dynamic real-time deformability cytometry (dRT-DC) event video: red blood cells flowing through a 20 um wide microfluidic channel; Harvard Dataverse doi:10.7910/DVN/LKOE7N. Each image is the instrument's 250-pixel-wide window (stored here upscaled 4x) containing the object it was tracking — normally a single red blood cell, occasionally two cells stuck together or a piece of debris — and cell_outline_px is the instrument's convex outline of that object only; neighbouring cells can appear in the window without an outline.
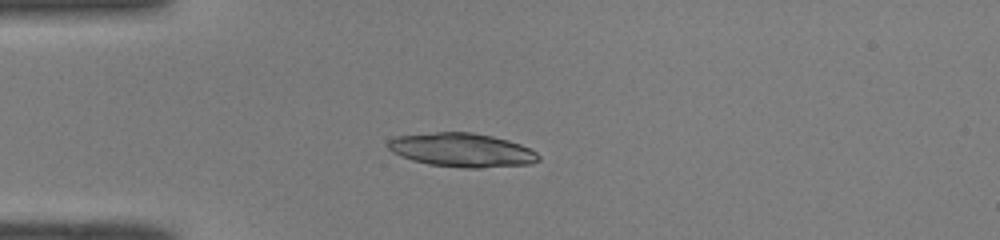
{"species": "common noctule bat (a hibernating species)", "species_latin": "Nyctalus noctula", "temperature_condition": "room temperature", "stored_images_in_passage": 37, "camera_frame_rate_fps": 3000, "um_per_image_px": 0.085, "animal": {"sex": "male", "body_mass_g": 19.0, "forearm_length_mm": 50.8}, "frame": {"image": 1, "passage_image": 1, "time_ms": 0.0, "image_size_px": [1000, 240], "cell_outline_px": [[540, 160], [532, 164], [480, 168], [460, 168], [428, 164], [412, 160], [400, 156], [392, 152], [388, 148], [388, 140], [396, 136], [436, 132], [472, 132], [492, 136], [508, 140], [520, 144], [536, 152], [540, 156]], "centroid_in_image_um": [39.26, 12.76], "position_along_channel_um": 45.7, "area_um2": 29.82}}
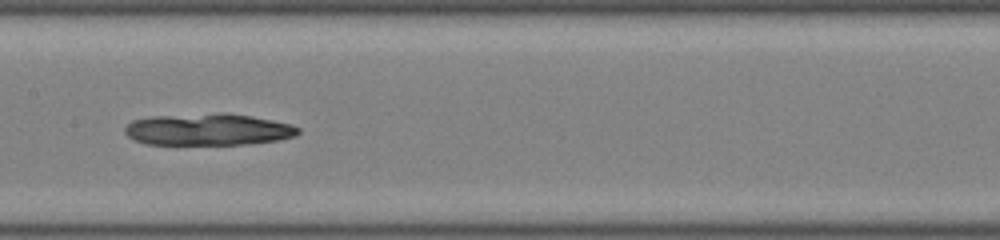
{"frame": {"image": 2, "passage_image": 13, "time_ms": 4.0, "image_size_px": [1000, 240], "cell_outline_px": [[300, 132], [296, 136], [280, 140], [248, 144], [144, 144], [132, 140], [124, 132], [124, 128], [132, 120], [152, 116], [220, 112], [252, 116], [292, 124], [300, 128]], "centroid_in_image_um": [17.7, 11.0], "position_along_channel_um": 189.7, "area_um2": 32.48}}
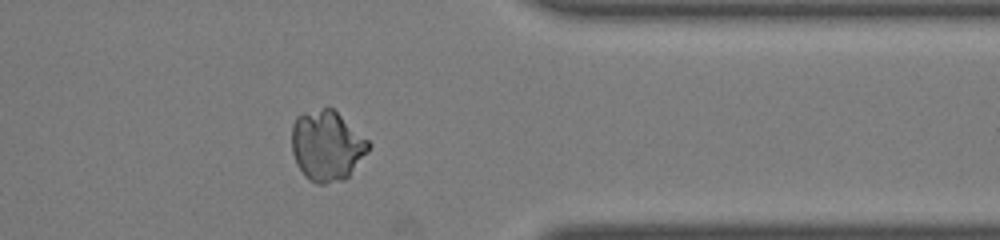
{"frame": {"image": 3, "passage_image": 28, "time_ms": 9.0, "image_size_px": [1000, 240], "cell_outline_px": [[372, 144], [368, 152], [348, 176], [344, 180], [324, 184], [316, 184], [308, 180], [304, 176], [296, 164], [292, 152], [292, 124], [296, 116], [304, 112], [328, 104], [368, 140]], "centroid_in_image_um": [27.76, 12.37], "position_along_channel_um": 383.6, "area_um2": 31.96}}